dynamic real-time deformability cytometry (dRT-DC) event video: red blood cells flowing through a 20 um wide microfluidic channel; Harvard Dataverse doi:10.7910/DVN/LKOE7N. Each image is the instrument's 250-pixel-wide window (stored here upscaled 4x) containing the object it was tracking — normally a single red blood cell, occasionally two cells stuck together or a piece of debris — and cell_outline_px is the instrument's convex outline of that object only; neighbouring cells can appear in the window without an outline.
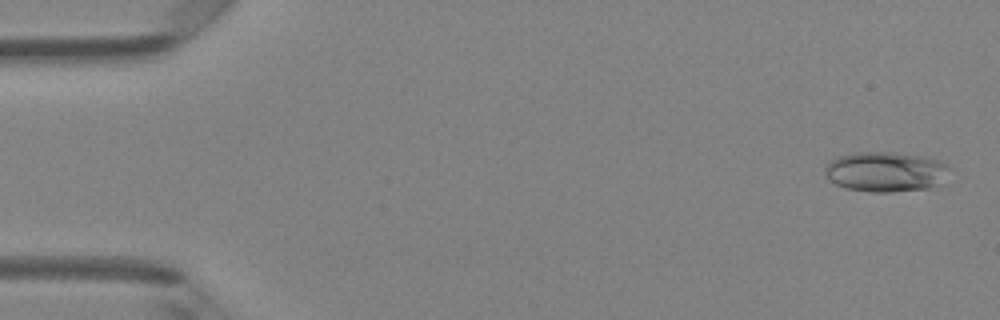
{"species": "Egyptian fruit bat (a non-hibernating species)", "species_latin": "Rousettus aegyptiacus", "temperature_condition": "room temperature", "stored_images_in_passage": 48, "camera_frame_rate_fps": 3000, "um_per_image_px": 0.085, "animal": {"sex": "female"}, "frame": {"image": 1, "passage_image": 2, "time_ms": 0.333, "image_size_px": [1000, 320], "cell_outline_px": [[948, 168], [944, 184], [928, 188], [892, 192], [872, 192], [844, 188], [828, 180], [824, 172], [824, 168], [836, 156], [856, 152], [896, 152], [920, 156], [936, 160], [948, 164]], "centroid_in_image_um": [75.26, 14.61], "position_along_channel_um": 9.7, "area_um2": 29.3}}
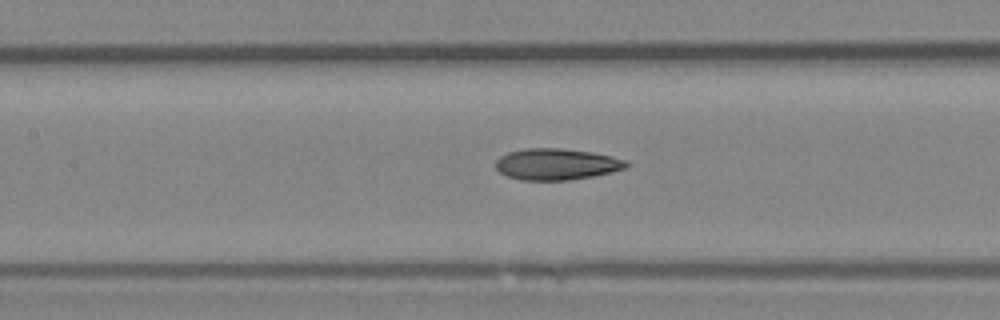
{"frame": {"image": 2, "passage_image": 22, "time_ms": 7.0, "image_size_px": [1000, 320], "cell_outline_px": [[632, 164], [628, 168], [612, 172], [592, 176], [568, 180], [520, 180], [504, 176], [496, 168], [496, 160], [500, 156], [508, 152], [524, 148], [560, 148], [592, 152], [612, 156], [628, 160]], "centroid_in_image_um": [47.33, 13.95], "position_along_channel_um": 160.1, "area_um2": 24.22}}
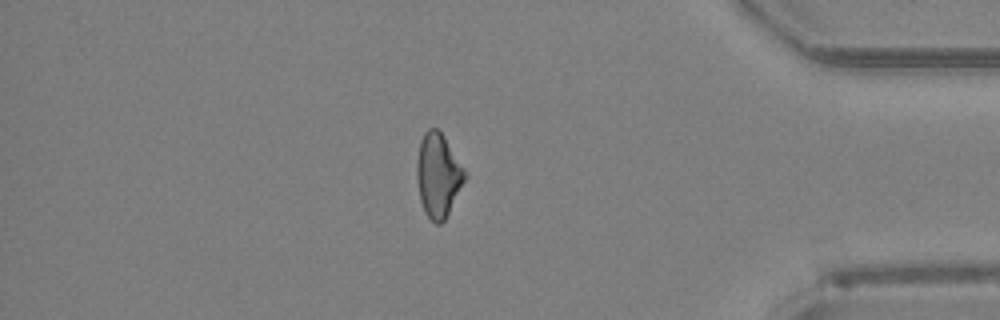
{"frame": {"image": 3, "passage_image": 41, "time_ms": 13.333, "image_size_px": [1000, 320], "cell_outline_px": [[468, 176], [444, 220], [440, 224], [436, 224], [424, 212], [420, 200], [416, 176], [416, 164], [420, 140], [424, 132], [428, 128], [436, 128], [444, 136], [468, 172]], "centroid_in_image_um": [37.25, 14.87], "position_along_channel_um": 397.9, "area_um2": 23.7}, "authors_computed_cell_mechanics": {"area_um2": 24.1026, "velocity_mm_per_s": 4.2615, "shape_relaxation_time_tau1_ms": 5.1268, "shape_relaxation_time_tau2_ms": 3.7471, "deformation_change_tau1": 0.1569, "deformation_change_tau2": 0.1313}}